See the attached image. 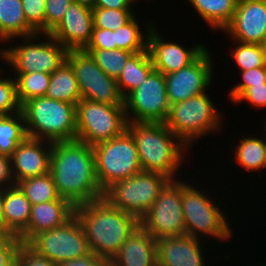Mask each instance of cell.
<instances>
[{
	"instance_id": "4dcf8cb0",
	"label": "cell",
	"mask_w": 266,
	"mask_h": 266,
	"mask_svg": "<svg viewBox=\"0 0 266 266\" xmlns=\"http://www.w3.org/2000/svg\"><path fill=\"white\" fill-rule=\"evenodd\" d=\"M49 73H16V89L19 104L22 105L27 100L43 97L46 95L50 84Z\"/></svg>"
},
{
	"instance_id": "44dd1931",
	"label": "cell",
	"mask_w": 266,
	"mask_h": 266,
	"mask_svg": "<svg viewBox=\"0 0 266 266\" xmlns=\"http://www.w3.org/2000/svg\"><path fill=\"white\" fill-rule=\"evenodd\" d=\"M75 207L66 199L31 206V216L27 228L18 236L28 243L36 234L64 225L74 216Z\"/></svg>"
},
{
	"instance_id": "681fc988",
	"label": "cell",
	"mask_w": 266,
	"mask_h": 266,
	"mask_svg": "<svg viewBox=\"0 0 266 266\" xmlns=\"http://www.w3.org/2000/svg\"><path fill=\"white\" fill-rule=\"evenodd\" d=\"M94 266H114L112 259L101 258Z\"/></svg>"
},
{
	"instance_id": "e0dca14e",
	"label": "cell",
	"mask_w": 266,
	"mask_h": 266,
	"mask_svg": "<svg viewBox=\"0 0 266 266\" xmlns=\"http://www.w3.org/2000/svg\"><path fill=\"white\" fill-rule=\"evenodd\" d=\"M223 31L235 42L261 45L266 37V0L237 3L233 19Z\"/></svg>"
},
{
	"instance_id": "8fae6325",
	"label": "cell",
	"mask_w": 266,
	"mask_h": 266,
	"mask_svg": "<svg viewBox=\"0 0 266 266\" xmlns=\"http://www.w3.org/2000/svg\"><path fill=\"white\" fill-rule=\"evenodd\" d=\"M38 35L40 34L23 37L26 40L24 45L10 47L1 51V58L9 63L16 73H34L39 71L51 74L66 61L69 51L66 47L56 41L50 34H45L48 38L46 42L34 44L33 40Z\"/></svg>"
},
{
	"instance_id": "d4e9b609",
	"label": "cell",
	"mask_w": 266,
	"mask_h": 266,
	"mask_svg": "<svg viewBox=\"0 0 266 266\" xmlns=\"http://www.w3.org/2000/svg\"><path fill=\"white\" fill-rule=\"evenodd\" d=\"M45 97L73 105L82 99L74 71L67 60L51 73Z\"/></svg>"
},
{
	"instance_id": "ee69618b",
	"label": "cell",
	"mask_w": 266,
	"mask_h": 266,
	"mask_svg": "<svg viewBox=\"0 0 266 266\" xmlns=\"http://www.w3.org/2000/svg\"><path fill=\"white\" fill-rule=\"evenodd\" d=\"M14 185L15 182L11 172V158L0 154V187L6 189Z\"/></svg>"
},
{
	"instance_id": "7a4b0ae2",
	"label": "cell",
	"mask_w": 266,
	"mask_h": 266,
	"mask_svg": "<svg viewBox=\"0 0 266 266\" xmlns=\"http://www.w3.org/2000/svg\"><path fill=\"white\" fill-rule=\"evenodd\" d=\"M92 253L112 259L127 237L140 226L134 215L113 207L104 197L75 207Z\"/></svg>"
},
{
	"instance_id": "7bdbcfd3",
	"label": "cell",
	"mask_w": 266,
	"mask_h": 266,
	"mask_svg": "<svg viewBox=\"0 0 266 266\" xmlns=\"http://www.w3.org/2000/svg\"><path fill=\"white\" fill-rule=\"evenodd\" d=\"M249 101L254 107L266 106V84L248 87L234 102Z\"/></svg>"
},
{
	"instance_id": "3957f363",
	"label": "cell",
	"mask_w": 266,
	"mask_h": 266,
	"mask_svg": "<svg viewBox=\"0 0 266 266\" xmlns=\"http://www.w3.org/2000/svg\"><path fill=\"white\" fill-rule=\"evenodd\" d=\"M127 130L135 140L142 171L164 174L173 180L187 146L165 123L128 122Z\"/></svg>"
},
{
	"instance_id": "484cf974",
	"label": "cell",
	"mask_w": 266,
	"mask_h": 266,
	"mask_svg": "<svg viewBox=\"0 0 266 266\" xmlns=\"http://www.w3.org/2000/svg\"><path fill=\"white\" fill-rule=\"evenodd\" d=\"M21 0H0V30L10 41L37 32L27 23Z\"/></svg>"
},
{
	"instance_id": "f6af8a7d",
	"label": "cell",
	"mask_w": 266,
	"mask_h": 266,
	"mask_svg": "<svg viewBox=\"0 0 266 266\" xmlns=\"http://www.w3.org/2000/svg\"><path fill=\"white\" fill-rule=\"evenodd\" d=\"M135 0H95L94 7L119 9V10H132L131 4Z\"/></svg>"
},
{
	"instance_id": "277c9868",
	"label": "cell",
	"mask_w": 266,
	"mask_h": 266,
	"mask_svg": "<svg viewBox=\"0 0 266 266\" xmlns=\"http://www.w3.org/2000/svg\"><path fill=\"white\" fill-rule=\"evenodd\" d=\"M21 111L28 137L52 143L76 140V105L43 96L24 102Z\"/></svg>"
},
{
	"instance_id": "e575fe53",
	"label": "cell",
	"mask_w": 266,
	"mask_h": 266,
	"mask_svg": "<svg viewBox=\"0 0 266 266\" xmlns=\"http://www.w3.org/2000/svg\"><path fill=\"white\" fill-rule=\"evenodd\" d=\"M132 11L94 7L92 9L93 28L114 31L127 24L135 16Z\"/></svg>"
},
{
	"instance_id": "f35d334b",
	"label": "cell",
	"mask_w": 266,
	"mask_h": 266,
	"mask_svg": "<svg viewBox=\"0 0 266 266\" xmlns=\"http://www.w3.org/2000/svg\"><path fill=\"white\" fill-rule=\"evenodd\" d=\"M242 82L234 86L230 91L232 101H235L248 87L252 85L266 84V67L251 68L241 71Z\"/></svg>"
},
{
	"instance_id": "7dc6e473",
	"label": "cell",
	"mask_w": 266,
	"mask_h": 266,
	"mask_svg": "<svg viewBox=\"0 0 266 266\" xmlns=\"http://www.w3.org/2000/svg\"><path fill=\"white\" fill-rule=\"evenodd\" d=\"M3 198L4 188L0 187V237L13 236V234L7 229L3 218Z\"/></svg>"
},
{
	"instance_id": "ba28073f",
	"label": "cell",
	"mask_w": 266,
	"mask_h": 266,
	"mask_svg": "<svg viewBox=\"0 0 266 266\" xmlns=\"http://www.w3.org/2000/svg\"><path fill=\"white\" fill-rule=\"evenodd\" d=\"M221 116L205 93L170 105L166 126L187 146L220 127Z\"/></svg>"
},
{
	"instance_id": "6da1fadb",
	"label": "cell",
	"mask_w": 266,
	"mask_h": 266,
	"mask_svg": "<svg viewBox=\"0 0 266 266\" xmlns=\"http://www.w3.org/2000/svg\"><path fill=\"white\" fill-rule=\"evenodd\" d=\"M50 173L60 198L74 207L103 198L95 172L92 146L74 140L54 142Z\"/></svg>"
},
{
	"instance_id": "f546056e",
	"label": "cell",
	"mask_w": 266,
	"mask_h": 266,
	"mask_svg": "<svg viewBox=\"0 0 266 266\" xmlns=\"http://www.w3.org/2000/svg\"><path fill=\"white\" fill-rule=\"evenodd\" d=\"M235 150L236 162L248 170H258L265 168L266 139L244 138L239 140Z\"/></svg>"
},
{
	"instance_id": "4316f807",
	"label": "cell",
	"mask_w": 266,
	"mask_h": 266,
	"mask_svg": "<svg viewBox=\"0 0 266 266\" xmlns=\"http://www.w3.org/2000/svg\"><path fill=\"white\" fill-rule=\"evenodd\" d=\"M198 14L212 28L224 30L232 21L237 2L235 0H188Z\"/></svg>"
},
{
	"instance_id": "30bf717a",
	"label": "cell",
	"mask_w": 266,
	"mask_h": 266,
	"mask_svg": "<svg viewBox=\"0 0 266 266\" xmlns=\"http://www.w3.org/2000/svg\"><path fill=\"white\" fill-rule=\"evenodd\" d=\"M175 180L165 185L150 210L140 220V226L156 240L186 234L181 189L187 183Z\"/></svg>"
},
{
	"instance_id": "ffe728a7",
	"label": "cell",
	"mask_w": 266,
	"mask_h": 266,
	"mask_svg": "<svg viewBox=\"0 0 266 266\" xmlns=\"http://www.w3.org/2000/svg\"><path fill=\"white\" fill-rule=\"evenodd\" d=\"M199 240L187 234L157 239L158 266H205Z\"/></svg>"
},
{
	"instance_id": "7402d4cb",
	"label": "cell",
	"mask_w": 266,
	"mask_h": 266,
	"mask_svg": "<svg viewBox=\"0 0 266 266\" xmlns=\"http://www.w3.org/2000/svg\"><path fill=\"white\" fill-rule=\"evenodd\" d=\"M112 260L114 266H158L157 240L139 226Z\"/></svg>"
},
{
	"instance_id": "9c48e42d",
	"label": "cell",
	"mask_w": 266,
	"mask_h": 266,
	"mask_svg": "<svg viewBox=\"0 0 266 266\" xmlns=\"http://www.w3.org/2000/svg\"><path fill=\"white\" fill-rule=\"evenodd\" d=\"M181 194L187 235L198 238L206 234L222 241L230 239L231 230L225 215L210 201L212 199L188 184L181 189Z\"/></svg>"
},
{
	"instance_id": "836d02e7",
	"label": "cell",
	"mask_w": 266,
	"mask_h": 266,
	"mask_svg": "<svg viewBox=\"0 0 266 266\" xmlns=\"http://www.w3.org/2000/svg\"><path fill=\"white\" fill-rule=\"evenodd\" d=\"M238 47L231 53L241 71L251 68L266 67V55L260 44L238 42Z\"/></svg>"
},
{
	"instance_id": "c3c4849f",
	"label": "cell",
	"mask_w": 266,
	"mask_h": 266,
	"mask_svg": "<svg viewBox=\"0 0 266 266\" xmlns=\"http://www.w3.org/2000/svg\"><path fill=\"white\" fill-rule=\"evenodd\" d=\"M72 2H76L91 9H93L95 5V0H72Z\"/></svg>"
},
{
	"instance_id": "52a82bcc",
	"label": "cell",
	"mask_w": 266,
	"mask_h": 266,
	"mask_svg": "<svg viewBox=\"0 0 266 266\" xmlns=\"http://www.w3.org/2000/svg\"><path fill=\"white\" fill-rule=\"evenodd\" d=\"M170 180L164 174L141 171L127 179L115 182L104 192L103 197L113 207L141 220Z\"/></svg>"
},
{
	"instance_id": "603a6c76",
	"label": "cell",
	"mask_w": 266,
	"mask_h": 266,
	"mask_svg": "<svg viewBox=\"0 0 266 266\" xmlns=\"http://www.w3.org/2000/svg\"><path fill=\"white\" fill-rule=\"evenodd\" d=\"M31 203L17 185L4 189L3 218L7 229L19 236L28 226Z\"/></svg>"
},
{
	"instance_id": "60d3db41",
	"label": "cell",
	"mask_w": 266,
	"mask_h": 266,
	"mask_svg": "<svg viewBox=\"0 0 266 266\" xmlns=\"http://www.w3.org/2000/svg\"><path fill=\"white\" fill-rule=\"evenodd\" d=\"M15 266H57L51 260L38 254L27 243H22L16 257Z\"/></svg>"
},
{
	"instance_id": "74e56055",
	"label": "cell",
	"mask_w": 266,
	"mask_h": 266,
	"mask_svg": "<svg viewBox=\"0 0 266 266\" xmlns=\"http://www.w3.org/2000/svg\"><path fill=\"white\" fill-rule=\"evenodd\" d=\"M72 0H45V34H50L62 21Z\"/></svg>"
},
{
	"instance_id": "d6986e66",
	"label": "cell",
	"mask_w": 266,
	"mask_h": 266,
	"mask_svg": "<svg viewBox=\"0 0 266 266\" xmlns=\"http://www.w3.org/2000/svg\"><path fill=\"white\" fill-rule=\"evenodd\" d=\"M92 30V9L71 2L62 21L50 35L69 51L84 50L91 40Z\"/></svg>"
},
{
	"instance_id": "4fadbf2b",
	"label": "cell",
	"mask_w": 266,
	"mask_h": 266,
	"mask_svg": "<svg viewBox=\"0 0 266 266\" xmlns=\"http://www.w3.org/2000/svg\"><path fill=\"white\" fill-rule=\"evenodd\" d=\"M66 60L71 64L82 99L110 105H124L117 81L105 74L89 53L84 50L68 51Z\"/></svg>"
},
{
	"instance_id": "bcb514c9",
	"label": "cell",
	"mask_w": 266,
	"mask_h": 266,
	"mask_svg": "<svg viewBox=\"0 0 266 266\" xmlns=\"http://www.w3.org/2000/svg\"><path fill=\"white\" fill-rule=\"evenodd\" d=\"M100 259V257L91 252L89 255L77 259L62 261L57 266H94Z\"/></svg>"
},
{
	"instance_id": "d6a6232c",
	"label": "cell",
	"mask_w": 266,
	"mask_h": 266,
	"mask_svg": "<svg viewBox=\"0 0 266 266\" xmlns=\"http://www.w3.org/2000/svg\"><path fill=\"white\" fill-rule=\"evenodd\" d=\"M116 49H123L133 54L147 49L148 34L143 36L135 16L124 26L114 30Z\"/></svg>"
},
{
	"instance_id": "f907efd6",
	"label": "cell",
	"mask_w": 266,
	"mask_h": 266,
	"mask_svg": "<svg viewBox=\"0 0 266 266\" xmlns=\"http://www.w3.org/2000/svg\"><path fill=\"white\" fill-rule=\"evenodd\" d=\"M261 46H262L263 51L265 52V55H266V37L264 38V40H263Z\"/></svg>"
},
{
	"instance_id": "ac0fdd59",
	"label": "cell",
	"mask_w": 266,
	"mask_h": 266,
	"mask_svg": "<svg viewBox=\"0 0 266 266\" xmlns=\"http://www.w3.org/2000/svg\"><path fill=\"white\" fill-rule=\"evenodd\" d=\"M154 27V25L148 26L147 48L154 69L164 75L187 67L206 49V46L203 45H195L193 48L185 49L176 43L165 42Z\"/></svg>"
},
{
	"instance_id": "2e32d148",
	"label": "cell",
	"mask_w": 266,
	"mask_h": 266,
	"mask_svg": "<svg viewBox=\"0 0 266 266\" xmlns=\"http://www.w3.org/2000/svg\"><path fill=\"white\" fill-rule=\"evenodd\" d=\"M26 137L14 150L11 158V172L15 185L24 179L50 172L53 143ZM43 144V145H42ZM45 144L46 148L43 147Z\"/></svg>"
},
{
	"instance_id": "8992f818",
	"label": "cell",
	"mask_w": 266,
	"mask_h": 266,
	"mask_svg": "<svg viewBox=\"0 0 266 266\" xmlns=\"http://www.w3.org/2000/svg\"><path fill=\"white\" fill-rule=\"evenodd\" d=\"M124 105L81 99L76 104V140L94 146L121 135L127 129Z\"/></svg>"
},
{
	"instance_id": "816d5d0a",
	"label": "cell",
	"mask_w": 266,
	"mask_h": 266,
	"mask_svg": "<svg viewBox=\"0 0 266 266\" xmlns=\"http://www.w3.org/2000/svg\"><path fill=\"white\" fill-rule=\"evenodd\" d=\"M9 41L3 34H2V32H1V30H0V41Z\"/></svg>"
},
{
	"instance_id": "f5cc1de1",
	"label": "cell",
	"mask_w": 266,
	"mask_h": 266,
	"mask_svg": "<svg viewBox=\"0 0 266 266\" xmlns=\"http://www.w3.org/2000/svg\"><path fill=\"white\" fill-rule=\"evenodd\" d=\"M237 3L245 2V1H250V0H235Z\"/></svg>"
},
{
	"instance_id": "5bb4252c",
	"label": "cell",
	"mask_w": 266,
	"mask_h": 266,
	"mask_svg": "<svg viewBox=\"0 0 266 266\" xmlns=\"http://www.w3.org/2000/svg\"><path fill=\"white\" fill-rule=\"evenodd\" d=\"M124 108L128 122L165 123L170 110L165 75L154 69L139 87L124 98ZM128 111L134 116L130 117Z\"/></svg>"
},
{
	"instance_id": "9a60e30c",
	"label": "cell",
	"mask_w": 266,
	"mask_h": 266,
	"mask_svg": "<svg viewBox=\"0 0 266 266\" xmlns=\"http://www.w3.org/2000/svg\"><path fill=\"white\" fill-rule=\"evenodd\" d=\"M211 62L206 47L187 67L165 75L166 93L170 105L206 92L213 79Z\"/></svg>"
},
{
	"instance_id": "f1b7e54d",
	"label": "cell",
	"mask_w": 266,
	"mask_h": 266,
	"mask_svg": "<svg viewBox=\"0 0 266 266\" xmlns=\"http://www.w3.org/2000/svg\"><path fill=\"white\" fill-rule=\"evenodd\" d=\"M31 205L57 200L60 196L50 172L19 181L16 184Z\"/></svg>"
},
{
	"instance_id": "b9f144b4",
	"label": "cell",
	"mask_w": 266,
	"mask_h": 266,
	"mask_svg": "<svg viewBox=\"0 0 266 266\" xmlns=\"http://www.w3.org/2000/svg\"><path fill=\"white\" fill-rule=\"evenodd\" d=\"M85 49H116L115 32L109 29L93 28L91 40Z\"/></svg>"
},
{
	"instance_id": "1f68e13d",
	"label": "cell",
	"mask_w": 266,
	"mask_h": 266,
	"mask_svg": "<svg viewBox=\"0 0 266 266\" xmlns=\"http://www.w3.org/2000/svg\"><path fill=\"white\" fill-rule=\"evenodd\" d=\"M94 59L100 69L108 76L117 79L128 58L133 54L123 49H84Z\"/></svg>"
},
{
	"instance_id": "8d00e7d4",
	"label": "cell",
	"mask_w": 266,
	"mask_h": 266,
	"mask_svg": "<svg viewBox=\"0 0 266 266\" xmlns=\"http://www.w3.org/2000/svg\"><path fill=\"white\" fill-rule=\"evenodd\" d=\"M27 23L39 34H45V0H21Z\"/></svg>"
},
{
	"instance_id": "d590c367",
	"label": "cell",
	"mask_w": 266,
	"mask_h": 266,
	"mask_svg": "<svg viewBox=\"0 0 266 266\" xmlns=\"http://www.w3.org/2000/svg\"><path fill=\"white\" fill-rule=\"evenodd\" d=\"M0 77V115H11L21 111L17 98L16 80Z\"/></svg>"
},
{
	"instance_id": "cb8c5ba5",
	"label": "cell",
	"mask_w": 266,
	"mask_h": 266,
	"mask_svg": "<svg viewBox=\"0 0 266 266\" xmlns=\"http://www.w3.org/2000/svg\"><path fill=\"white\" fill-rule=\"evenodd\" d=\"M153 70L154 67L148 48L132 54L116 79L119 92L123 98L139 87Z\"/></svg>"
},
{
	"instance_id": "ab89813d",
	"label": "cell",
	"mask_w": 266,
	"mask_h": 266,
	"mask_svg": "<svg viewBox=\"0 0 266 266\" xmlns=\"http://www.w3.org/2000/svg\"><path fill=\"white\" fill-rule=\"evenodd\" d=\"M23 241L18 236L0 237V266H15Z\"/></svg>"
},
{
	"instance_id": "83f0119b",
	"label": "cell",
	"mask_w": 266,
	"mask_h": 266,
	"mask_svg": "<svg viewBox=\"0 0 266 266\" xmlns=\"http://www.w3.org/2000/svg\"><path fill=\"white\" fill-rule=\"evenodd\" d=\"M27 137L22 111L0 115V154L11 157L17 146Z\"/></svg>"
},
{
	"instance_id": "7c38bea8",
	"label": "cell",
	"mask_w": 266,
	"mask_h": 266,
	"mask_svg": "<svg viewBox=\"0 0 266 266\" xmlns=\"http://www.w3.org/2000/svg\"><path fill=\"white\" fill-rule=\"evenodd\" d=\"M27 244L56 265L91 253L82 225L75 215L60 227L36 234Z\"/></svg>"
},
{
	"instance_id": "5b68a950",
	"label": "cell",
	"mask_w": 266,
	"mask_h": 266,
	"mask_svg": "<svg viewBox=\"0 0 266 266\" xmlns=\"http://www.w3.org/2000/svg\"><path fill=\"white\" fill-rule=\"evenodd\" d=\"M92 148L96 177L103 193L115 182L142 171L135 140L127 129Z\"/></svg>"
}]
</instances>
